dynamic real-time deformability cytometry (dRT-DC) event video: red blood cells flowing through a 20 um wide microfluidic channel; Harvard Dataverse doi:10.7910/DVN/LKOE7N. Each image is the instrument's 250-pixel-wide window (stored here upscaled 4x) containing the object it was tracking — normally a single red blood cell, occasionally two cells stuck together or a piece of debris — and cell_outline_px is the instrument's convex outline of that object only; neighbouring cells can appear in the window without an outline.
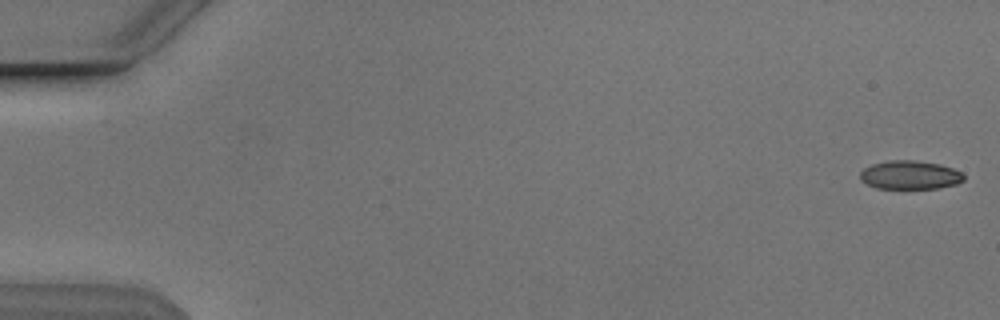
{"species": "Egyptian fruit bat (a non-hibernating species)", "species_latin": "Rousettus aegyptiacus", "temperature_condition": "cold", "stored_images_in_passage": 14, "camera_frame_rate_fps": 3000, "um_per_image_px": 0.085, "animal": {"sex": "male"}, "frame": {"image": 1, "passage_image": 1, "time_ms": 0.0, "image_size_px": [1000, 320], "cell_outline_px": [[964, 180], [956, 184], [936, 188], [876, 188], [860, 180], [860, 172], [864, 168], [872, 164], [888, 160], [912, 160], [940, 164], [952, 168], [960, 172], [964, 176]], "centroid_in_image_um": [77.32, 14.87], "position_along_channel_um": 7.7, "area_um2": 17.17}}